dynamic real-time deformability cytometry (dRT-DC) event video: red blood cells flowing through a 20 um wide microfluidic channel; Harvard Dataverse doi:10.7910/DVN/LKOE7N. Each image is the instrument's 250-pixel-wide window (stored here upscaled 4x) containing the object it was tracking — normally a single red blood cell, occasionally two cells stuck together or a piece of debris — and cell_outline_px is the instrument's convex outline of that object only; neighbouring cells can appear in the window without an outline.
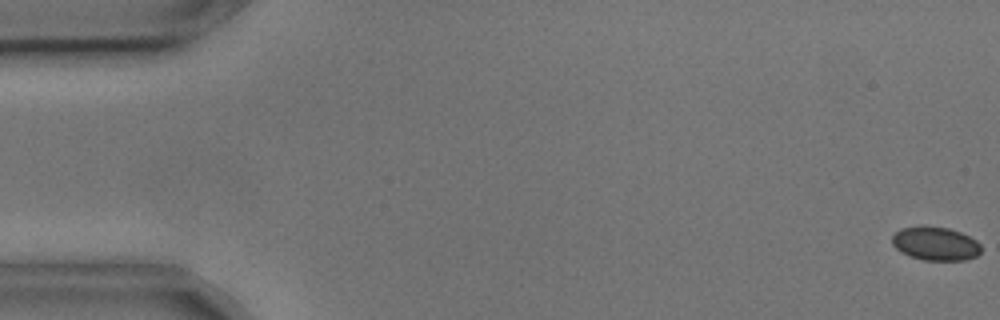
{"species": "common noctule bat (a hibernating species)", "species_latin": "Nyctalus noctula", "temperature_condition": "cold", "stored_images_in_passage": 57, "camera_frame_rate_fps": 3000, "um_per_image_px": 0.085, "animal": {"sex": "male", "body_mass_g": 17.9, "forearm_length_mm": 54.2}, "frame": {"image": 1, "passage_image": 1, "time_ms": 0.0, "image_size_px": [1000, 320], "cell_outline_px": [[980, 252], [976, 256], [964, 260], [924, 260], [900, 252], [892, 244], [892, 236], [900, 228], [920, 224], [924, 224], [948, 228], [960, 232], [976, 240], [980, 244]], "centroid_in_image_um": [79.48, 20.67], "position_along_channel_um": 5.5, "area_um2": 17.63}}
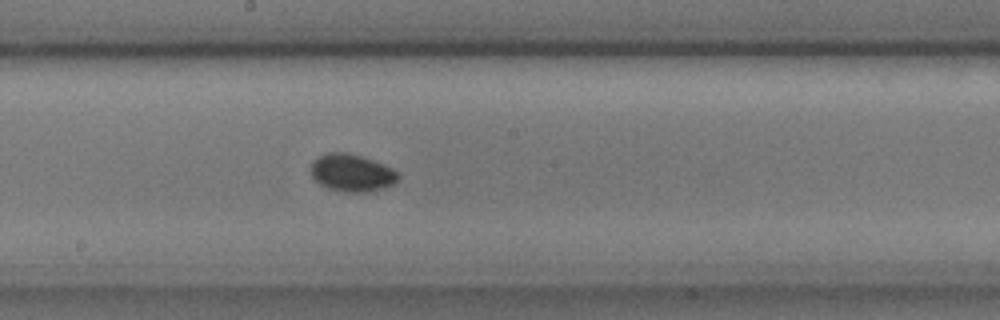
{"frame": {"image": 2, "passage_image": 30, "time_ms": 9.667, "image_size_px": [1000, 320], "cell_outline_px": [[400, 176], [392, 184], [368, 192], [340, 192], [328, 188], [320, 184], [308, 172], [312, 160], [328, 152], [348, 152], [384, 164], [392, 168]], "centroid_in_image_um": [29.84, 14.68], "position_along_channel_um": 218.4, "area_um2": 19.07}}
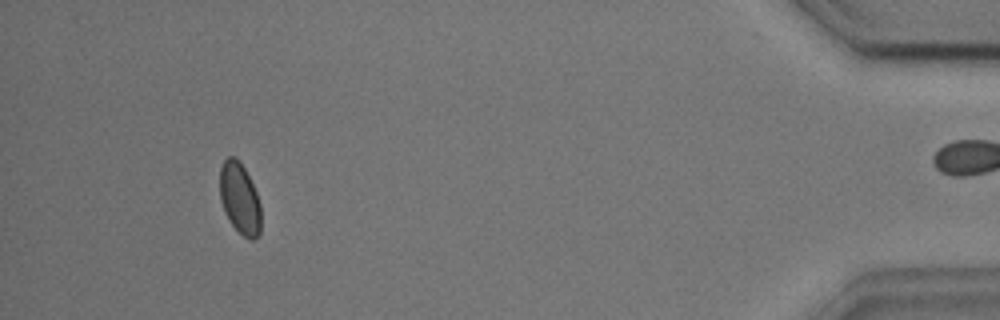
{"frame": {"image": 3, "passage_image": 52, "time_ms": 17.0, "image_size_px": [1000, 320], "cell_outline_px": [[260, 232], [252, 240], [244, 236], [228, 220], [224, 212], [220, 200], [220, 168], [224, 160], [228, 156], [232, 156], [240, 160], [256, 192], [260, 204]], "centroid_in_image_um": [20.35, 16.84], "position_along_channel_um": 414.8, "area_um2": 16.94}, "authors_computed_cell_mechanics": {"area_um2": 17.629, "velocity_mm_per_s": 3.6091, "shape_relaxation_time_tau1_ms": 3.8303, "shape_relaxation_time_tau2_ms": null, "deformation_change_tau1": 0.0657, "deformation_change_tau2": null}}